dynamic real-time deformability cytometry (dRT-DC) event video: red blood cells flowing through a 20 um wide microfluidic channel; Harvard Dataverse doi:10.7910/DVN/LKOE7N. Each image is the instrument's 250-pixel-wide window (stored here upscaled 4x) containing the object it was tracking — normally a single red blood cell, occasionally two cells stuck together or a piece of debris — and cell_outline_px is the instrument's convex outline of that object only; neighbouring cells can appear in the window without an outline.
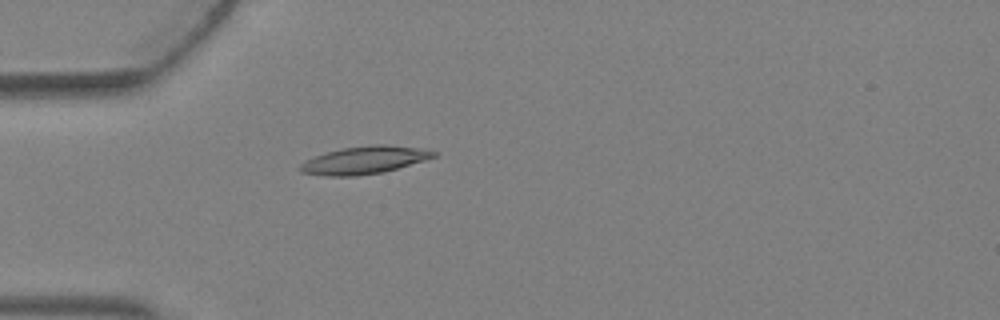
{"species": "Egyptian fruit bat (a non-hibernating species)", "species_latin": "Rousettus aegyptiacus", "temperature_condition": "warm", "stored_images_in_passage": 4, "camera_frame_rate_fps": 3000, "um_per_image_px": 0.085, "animal": {"sex": "female"}, "frame": {"image": 1, "passage_image": 4, "time_ms": 1.0, "image_size_px": [1000, 320], "cell_outline_px": [[436, 156], [424, 160], [384, 172], [356, 176], [324, 176], [300, 172], [300, 164], [304, 160], [328, 152], [344, 148], [376, 144], [388, 144], [416, 148], [436, 152]], "centroid_in_image_um": [30.93, 13.62], "position_along_channel_um": 54.1, "area_um2": 21.21}}